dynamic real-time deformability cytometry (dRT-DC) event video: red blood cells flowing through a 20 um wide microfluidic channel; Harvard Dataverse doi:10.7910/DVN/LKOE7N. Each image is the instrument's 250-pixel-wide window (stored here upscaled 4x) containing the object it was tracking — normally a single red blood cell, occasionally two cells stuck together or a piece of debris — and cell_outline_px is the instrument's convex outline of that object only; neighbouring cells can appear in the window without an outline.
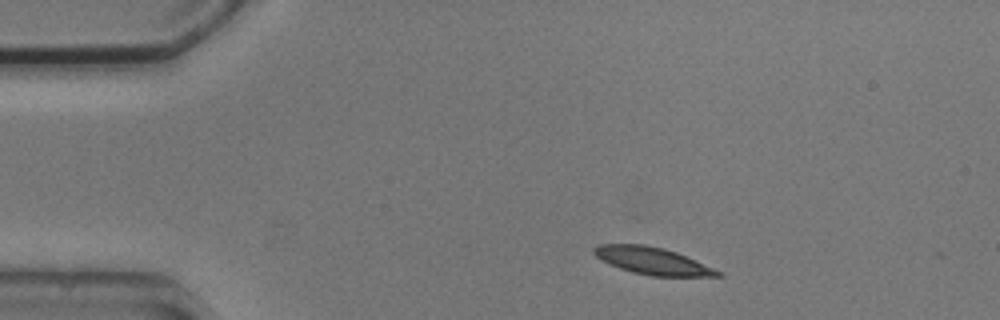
{"species": "common noctule bat (a hibernating species)", "species_latin": "Nyctalus noctula", "temperature_condition": "cold", "stored_images_in_passage": 2, "camera_frame_rate_fps": 3000, "um_per_image_px": 0.085, "animal": {"sex": "male", "body_mass_g": 20.5, "forearm_length_mm": 52.5}, "frame": {"image": 1, "passage_image": 1, "time_ms": 0.0, "image_size_px": [1000, 320], "cell_outline_px": [[724, 276], [652, 276], [632, 272], [608, 264], [600, 260], [592, 252], [592, 248], [596, 244], [644, 244], [664, 248], [676, 252], [724, 272]], "centroid_in_image_um": [55.43, 22.17], "position_along_channel_um": 29.6, "area_um2": 19.77}}